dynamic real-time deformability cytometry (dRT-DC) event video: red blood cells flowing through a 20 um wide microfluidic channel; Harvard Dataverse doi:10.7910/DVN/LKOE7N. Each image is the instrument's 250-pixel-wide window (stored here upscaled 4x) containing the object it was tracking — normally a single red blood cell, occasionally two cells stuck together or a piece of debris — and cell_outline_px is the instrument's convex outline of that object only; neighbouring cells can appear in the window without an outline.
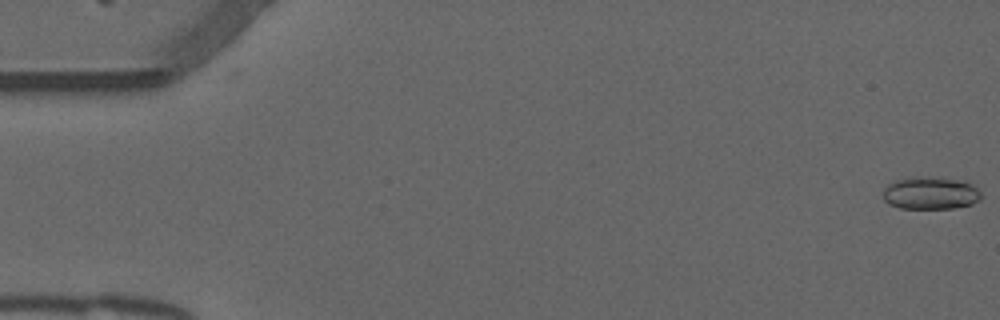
{"species": "common noctule bat (a hibernating species)", "species_latin": "Nyctalus noctula", "temperature_condition": "warm", "stored_images_in_passage": 54, "camera_frame_rate_fps": 3000, "um_per_image_px": 0.085, "animal": {"sex": "male", "forearm_length_mm": 52.5}, "frame": {"image": 1, "passage_image": 1, "time_ms": 0.0, "image_size_px": [1000, 320], "cell_outline_px": [[984, 196], [980, 200], [972, 204], [952, 208], [900, 208], [888, 204], [884, 200], [884, 188], [888, 184], [896, 180], [964, 180], [976, 188]], "centroid_in_image_um": [79.13, 16.48], "position_along_channel_um": 5.9, "area_um2": 17.63}}
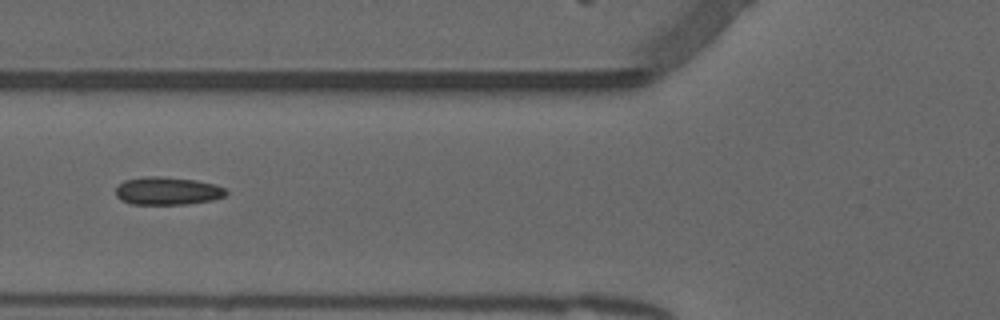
{"frame": {"image": 2, "passage_image": 21, "time_ms": 6.667, "image_size_px": [1000, 320], "cell_outline_px": [[228, 192], [224, 196], [212, 200], [188, 204], [132, 204], [120, 200], [116, 196], [116, 188], [124, 180], [148, 176], [160, 176], [196, 180], [216, 184], [224, 188]], "centroid_in_image_um": [14.23, 16.23], "position_along_channel_um": 111.6, "area_um2": 17.98}}
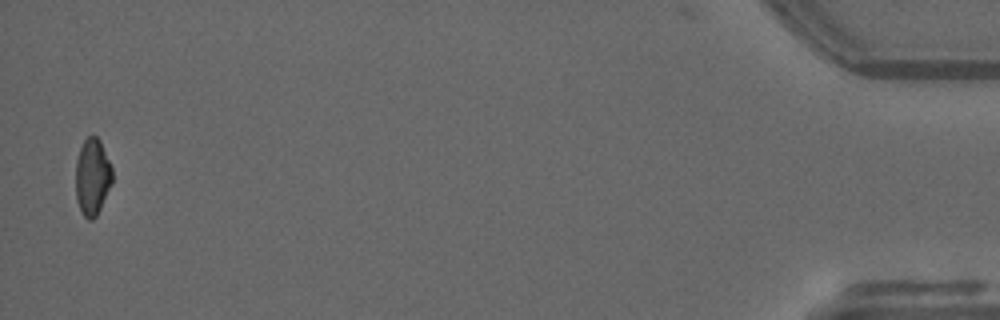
{"frame": {"image": 3, "passage_image": 53, "time_ms": 17.333, "image_size_px": [1000, 320], "cell_outline_px": [[112, 184], [96, 216], [92, 220], [88, 220], [84, 216], [76, 200], [76, 160], [80, 148], [84, 140], [88, 136], [96, 136], [100, 140], [112, 168]], "centroid_in_image_um": [7.85, 15.03], "position_along_channel_um": 427.4, "area_um2": 16.3}, "authors_computed_cell_mechanics": {"area_um2": 17.4845, "velocity_mm_per_s": 3.8609, "shape_relaxation_time_tau1_ms": null, "shape_relaxation_time_tau2_ms": 1.8555, "deformation_change_tau1": null, "deformation_change_tau2": 0.088}}